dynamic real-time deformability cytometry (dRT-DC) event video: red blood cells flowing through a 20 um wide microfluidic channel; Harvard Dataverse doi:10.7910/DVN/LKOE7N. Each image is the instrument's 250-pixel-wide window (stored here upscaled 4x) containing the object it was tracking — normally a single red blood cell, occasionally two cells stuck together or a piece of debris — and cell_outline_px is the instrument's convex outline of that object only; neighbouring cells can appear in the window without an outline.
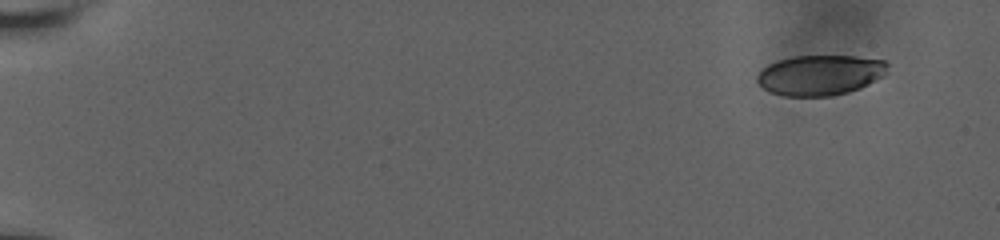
{"species": "human", "species_latin": "Homo sapiens", "temperature_condition": "room temperature", "stored_images_in_passage": 52, "camera_frame_rate_fps": 3000, "um_per_image_px": 0.085, "donor": {"sex": "male"}, "frame": {"image": 1, "passage_image": 1, "time_ms": 0.0, "image_size_px": [1000, 240], "cell_outline_px": [[888, 64], [884, 76], [860, 88], [848, 92], [832, 96], [784, 96], [768, 92], [756, 80], [756, 76], [768, 64], [776, 60], [792, 56], [856, 56], [884, 60]], "centroid_in_image_um": [69.7, 6.38], "position_along_channel_um": 15.3, "area_um2": 30.75}}
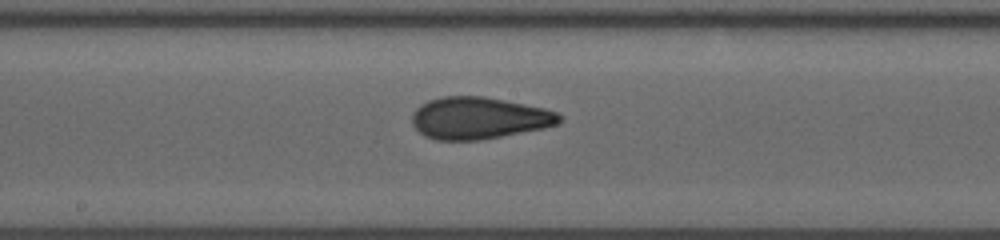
{"frame": {"image": 2, "passage_image": 29, "time_ms": 9.667, "image_size_px": [1000, 240], "cell_outline_px": [[560, 120], [556, 124], [544, 128], [480, 140], [436, 140], [424, 136], [412, 124], [412, 112], [420, 104], [428, 100], [444, 96], [484, 96], [544, 108], [556, 112], [560, 116]], "centroid_in_image_um": [40.65, 10.03], "position_along_channel_um": 207.6, "area_um2": 35.89}}
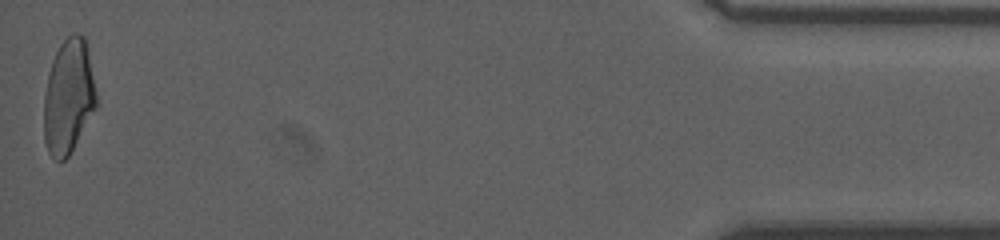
{"frame": {"image": 3, "passage_image": 52, "time_ms": 17.667, "image_size_px": [1000, 240], "cell_outline_px": [[96, 104], [68, 156], [64, 160], [52, 160], [48, 152], [44, 140], [44, 92], [52, 60], [60, 44], [72, 32], [76, 32], [84, 36], [96, 92]], "centroid_in_image_um": [5.78, 8.21], "position_along_channel_um": 429.4, "area_um2": 34.33}, "authors_computed_cell_mechanics": {"area_um2": 34.5644, "velocity_mm_per_s": 3.8018, "shape_relaxation_time_tau1_ms": null, "shape_relaxation_time_tau2_ms": 1.0235, "deformation_change_tau1": null, "deformation_change_tau2": 0.0729}}